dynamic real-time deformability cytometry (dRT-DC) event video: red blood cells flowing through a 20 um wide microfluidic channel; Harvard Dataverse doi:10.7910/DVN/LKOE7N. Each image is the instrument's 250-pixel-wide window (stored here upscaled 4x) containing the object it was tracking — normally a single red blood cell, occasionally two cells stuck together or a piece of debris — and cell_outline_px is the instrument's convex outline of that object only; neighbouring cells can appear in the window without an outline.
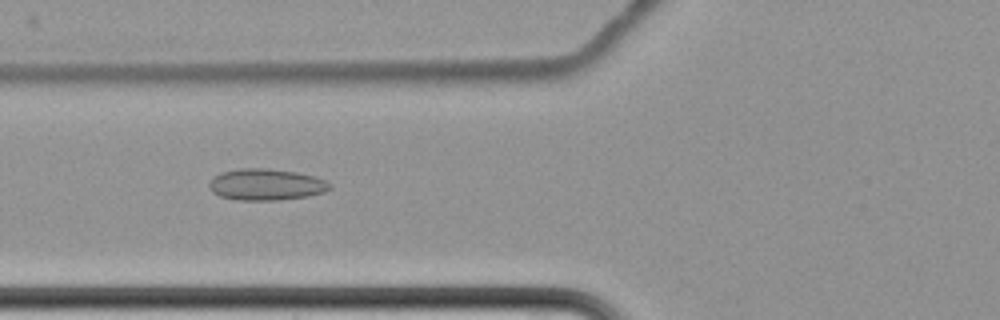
{"species": "common noctule bat (a hibernating species)", "species_latin": "Nyctalus noctula", "temperature_condition": "cold", "stored_images_in_passage": 4, "camera_frame_rate_fps": 3000, "um_per_image_px": 0.085, "animal": {"sex": "female", "body_mass_g": 22.7, "forearm_length_mm": 54.2}, "frame": {"image": 1, "passage_image": 3, "time_ms": 2.333, "image_size_px": [1000, 320], "cell_outline_px": [[332, 188], [324, 192], [308, 196], [280, 200], [236, 200], [220, 196], [212, 192], [208, 188], [208, 184], [220, 172], [240, 168], [268, 168], [296, 172], [312, 176], [324, 180], [332, 184]], "centroid_in_image_um": [22.61, 15.69], "position_along_channel_um": 103.2, "area_um2": 22.2}}
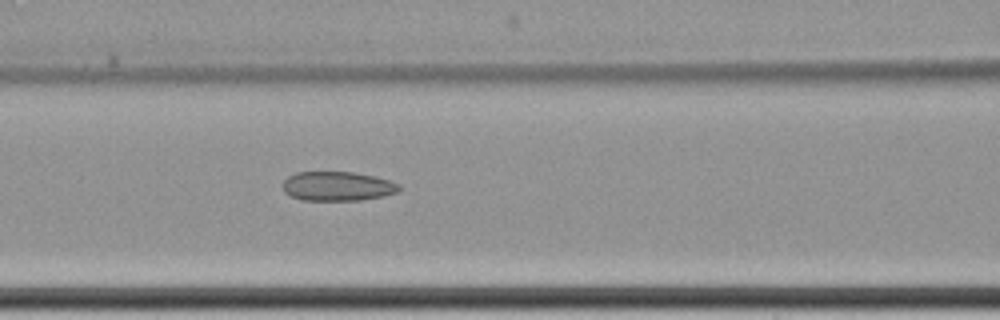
{"frame": {"image": 2, "passage_image": 4, "time_ms": 3.333, "image_size_px": [1000, 320], "cell_outline_px": [[400, 192], [384, 196], [360, 200], [300, 200], [284, 192], [284, 180], [288, 176], [296, 172], [352, 172], [376, 176], [400, 184]], "centroid_in_image_um": [28.72, 15.83], "position_along_channel_um": 137.9, "area_um2": 19.94}}